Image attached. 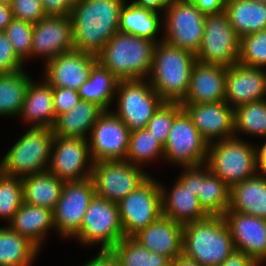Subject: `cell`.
Here are the masks:
<instances>
[{
    "instance_id": "cell-1",
    "label": "cell",
    "mask_w": 266,
    "mask_h": 266,
    "mask_svg": "<svg viewBox=\"0 0 266 266\" xmlns=\"http://www.w3.org/2000/svg\"><path fill=\"white\" fill-rule=\"evenodd\" d=\"M126 0H77L71 10L74 49L97 55L119 32Z\"/></svg>"
},
{
    "instance_id": "cell-2",
    "label": "cell",
    "mask_w": 266,
    "mask_h": 266,
    "mask_svg": "<svg viewBox=\"0 0 266 266\" xmlns=\"http://www.w3.org/2000/svg\"><path fill=\"white\" fill-rule=\"evenodd\" d=\"M196 55L164 40L155 44L152 68L147 78L164 102L181 103L188 92Z\"/></svg>"
},
{
    "instance_id": "cell-3",
    "label": "cell",
    "mask_w": 266,
    "mask_h": 266,
    "mask_svg": "<svg viewBox=\"0 0 266 266\" xmlns=\"http://www.w3.org/2000/svg\"><path fill=\"white\" fill-rule=\"evenodd\" d=\"M155 44L147 38L117 32L96 55L97 61L119 80L147 79Z\"/></svg>"
},
{
    "instance_id": "cell-4",
    "label": "cell",
    "mask_w": 266,
    "mask_h": 266,
    "mask_svg": "<svg viewBox=\"0 0 266 266\" xmlns=\"http://www.w3.org/2000/svg\"><path fill=\"white\" fill-rule=\"evenodd\" d=\"M234 250L223 216H208L183 225V253L201 266H218Z\"/></svg>"
},
{
    "instance_id": "cell-5",
    "label": "cell",
    "mask_w": 266,
    "mask_h": 266,
    "mask_svg": "<svg viewBox=\"0 0 266 266\" xmlns=\"http://www.w3.org/2000/svg\"><path fill=\"white\" fill-rule=\"evenodd\" d=\"M53 139L52 128L29 127L1 158L0 171L19 178L47 171Z\"/></svg>"
},
{
    "instance_id": "cell-6",
    "label": "cell",
    "mask_w": 266,
    "mask_h": 266,
    "mask_svg": "<svg viewBox=\"0 0 266 266\" xmlns=\"http://www.w3.org/2000/svg\"><path fill=\"white\" fill-rule=\"evenodd\" d=\"M205 165L231 189L257 174L255 143L241 137L209 143Z\"/></svg>"
},
{
    "instance_id": "cell-7",
    "label": "cell",
    "mask_w": 266,
    "mask_h": 266,
    "mask_svg": "<svg viewBox=\"0 0 266 266\" xmlns=\"http://www.w3.org/2000/svg\"><path fill=\"white\" fill-rule=\"evenodd\" d=\"M124 237L118 203L95 195L73 239L85 247L99 244V250H111Z\"/></svg>"
},
{
    "instance_id": "cell-8",
    "label": "cell",
    "mask_w": 266,
    "mask_h": 266,
    "mask_svg": "<svg viewBox=\"0 0 266 266\" xmlns=\"http://www.w3.org/2000/svg\"><path fill=\"white\" fill-rule=\"evenodd\" d=\"M115 96L117 109L111 111L130 132L146 128L155 111L164 102L148 79L120 80Z\"/></svg>"
},
{
    "instance_id": "cell-9",
    "label": "cell",
    "mask_w": 266,
    "mask_h": 266,
    "mask_svg": "<svg viewBox=\"0 0 266 266\" xmlns=\"http://www.w3.org/2000/svg\"><path fill=\"white\" fill-rule=\"evenodd\" d=\"M205 14L188 0H173L163 13V40L197 54L204 34Z\"/></svg>"
},
{
    "instance_id": "cell-10",
    "label": "cell",
    "mask_w": 266,
    "mask_h": 266,
    "mask_svg": "<svg viewBox=\"0 0 266 266\" xmlns=\"http://www.w3.org/2000/svg\"><path fill=\"white\" fill-rule=\"evenodd\" d=\"M150 176L126 160H111L94 162L90 178L97 196L118 203Z\"/></svg>"
},
{
    "instance_id": "cell-11",
    "label": "cell",
    "mask_w": 266,
    "mask_h": 266,
    "mask_svg": "<svg viewBox=\"0 0 266 266\" xmlns=\"http://www.w3.org/2000/svg\"><path fill=\"white\" fill-rule=\"evenodd\" d=\"M160 181L152 175L118 202L125 237H133L162 216Z\"/></svg>"
},
{
    "instance_id": "cell-12",
    "label": "cell",
    "mask_w": 266,
    "mask_h": 266,
    "mask_svg": "<svg viewBox=\"0 0 266 266\" xmlns=\"http://www.w3.org/2000/svg\"><path fill=\"white\" fill-rule=\"evenodd\" d=\"M240 37L229 22L227 13L207 14L197 61L229 67L238 63Z\"/></svg>"
},
{
    "instance_id": "cell-13",
    "label": "cell",
    "mask_w": 266,
    "mask_h": 266,
    "mask_svg": "<svg viewBox=\"0 0 266 266\" xmlns=\"http://www.w3.org/2000/svg\"><path fill=\"white\" fill-rule=\"evenodd\" d=\"M209 144L197 130L188 114L182 110L172 123L163 147V160L178 167L205 164Z\"/></svg>"
},
{
    "instance_id": "cell-14",
    "label": "cell",
    "mask_w": 266,
    "mask_h": 266,
    "mask_svg": "<svg viewBox=\"0 0 266 266\" xmlns=\"http://www.w3.org/2000/svg\"><path fill=\"white\" fill-rule=\"evenodd\" d=\"M96 195L91 178L66 181L53 210L54 229L63 238H73L82 225L85 212Z\"/></svg>"
},
{
    "instance_id": "cell-15",
    "label": "cell",
    "mask_w": 266,
    "mask_h": 266,
    "mask_svg": "<svg viewBox=\"0 0 266 266\" xmlns=\"http://www.w3.org/2000/svg\"><path fill=\"white\" fill-rule=\"evenodd\" d=\"M93 163L87 139L54 136L47 169L54 176L64 182L90 178Z\"/></svg>"
},
{
    "instance_id": "cell-16",
    "label": "cell",
    "mask_w": 266,
    "mask_h": 266,
    "mask_svg": "<svg viewBox=\"0 0 266 266\" xmlns=\"http://www.w3.org/2000/svg\"><path fill=\"white\" fill-rule=\"evenodd\" d=\"M130 131L111 110L105 111L93 125L87 138L93 162L125 160Z\"/></svg>"
},
{
    "instance_id": "cell-17",
    "label": "cell",
    "mask_w": 266,
    "mask_h": 266,
    "mask_svg": "<svg viewBox=\"0 0 266 266\" xmlns=\"http://www.w3.org/2000/svg\"><path fill=\"white\" fill-rule=\"evenodd\" d=\"M74 49L70 15H47L34 23L31 58H42L44 64L58 55Z\"/></svg>"
},
{
    "instance_id": "cell-18",
    "label": "cell",
    "mask_w": 266,
    "mask_h": 266,
    "mask_svg": "<svg viewBox=\"0 0 266 266\" xmlns=\"http://www.w3.org/2000/svg\"><path fill=\"white\" fill-rule=\"evenodd\" d=\"M230 230L235 250L249 255L259 266L266 263V219L237 211L223 215Z\"/></svg>"
},
{
    "instance_id": "cell-19",
    "label": "cell",
    "mask_w": 266,
    "mask_h": 266,
    "mask_svg": "<svg viewBox=\"0 0 266 266\" xmlns=\"http://www.w3.org/2000/svg\"><path fill=\"white\" fill-rule=\"evenodd\" d=\"M96 62V55L73 49L43 64V76L52 87L77 91L89 78L91 68Z\"/></svg>"
},
{
    "instance_id": "cell-20",
    "label": "cell",
    "mask_w": 266,
    "mask_h": 266,
    "mask_svg": "<svg viewBox=\"0 0 266 266\" xmlns=\"http://www.w3.org/2000/svg\"><path fill=\"white\" fill-rule=\"evenodd\" d=\"M181 105L208 144L234 137V109L226 101Z\"/></svg>"
},
{
    "instance_id": "cell-21",
    "label": "cell",
    "mask_w": 266,
    "mask_h": 266,
    "mask_svg": "<svg viewBox=\"0 0 266 266\" xmlns=\"http://www.w3.org/2000/svg\"><path fill=\"white\" fill-rule=\"evenodd\" d=\"M263 99H266V69L239 63L227 67L224 101L231 108Z\"/></svg>"
},
{
    "instance_id": "cell-22",
    "label": "cell",
    "mask_w": 266,
    "mask_h": 266,
    "mask_svg": "<svg viewBox=\"0 0 266 266\" xmlns=\"http://www.w3.org/2000/svg\"><path fill=\"white\" fill-rule=\"evenodd\" d=\"M226 72V66L196 61L191 70L187 95L181 104L224 101Z\"/></svg>"
},
{
    "instance_id": "cell-23",
    "label": "cell",
    "mask_w": 266,
    "mask_h": 266,
    "mask_svg": "<svg viewBox=\"0 0 266 266\" xmlns=\"http://www.w3.org/2000/svg\"><path fill=\"white\" fill-rule=\"evenodd\" d=\"M150 252H156L173 260L183 252V225L161 216L132 237Z\"/></svg>"
},
{
    "instance_id": "cell-24",
    "label": "cell",
    "mask_w": 266,
    "mask_h": 266,
    "mask_svg": "<svg viewBox=\"0 0 266 266\" xmlns=\"http://www.w3.org/2000/svg\"><path fill=\"white\" fill-rule=\"evenodd\" d=\"M163 185V183H160L162 216L179 222L182 225L209 216L201 208L196 193L185 187L178 179L169 191Z\"/></svg>"
},
{
    "instance_id": "cell-25",
    "label": "cell",
    "mask_w": 266,
    "mask_h": 266,
    "mask_svg": "<svg viewBox=\"0 0 266 266\" xmlns=\"http://www.w3.org/2000/svg\"><path fill=\"white\" fill-rule=\"evenodd\" d=\"M42 80L39 83L30 81L18 116L29 127L52 128L56 120L53 89L44 78Z\"/></svg>"
},
{
    "instance_id": "cell-26",
    "label": "cell",
    "mask_w": 266,
    "mask_h": 266,
    "mask_svg": "<svg viewBox=\"0 0 266 266\" xmlns=\"http://www.w3.org/2000/svg\"><path fill=\"white\" fill-rule=\"evenodd\" d=\"M105 110L96 103L81 100L71 110L56 117L52 126L56 137L88 138V133Z\"/></svg>"
},
{
    "instance_id": "cell-27",
    "label": "cell",
    "mask_w": 266,
    "mask_h": 266,
    "mask_svg": "<svg viewBox=\"0 0 266 266\" xmlns=\"http://www.w3.org/2000/svg\"><path fill=\"white\" fill-rule=\"evenodd\" d=\"M8 224L14 232L25 236L42 250L41 246L46 235L49 230L54 229L53 211L23 203Z\"/></svg>"
},
{
    "instance_id": "cell-28",
    "label": "cell",
    "mask_w": 266,
    "mask_h": 266,
    "mask_svg": "<svg viewBox=\"0 0 266 266\" xmlns=\"http://www.w3.org/2000/svg\"><path fill=\"white\" fill-rule=\"evenodd\" d=\"M227 211L266 219V175L256 174L230 189V205Z\"/></svg>"
},
{
    "instance_id": "cell-29",
    "label": "cell",
    "mask_w": 266,
    "mask_h": 266,
    "mask_svg": "<svg viewBox=\"0 0 266 266\" xmlns=\"http://www.w3.org/2000/svg\"><path fill=\"white\" fill-rule=\"evenodd\" d=\"M161 15V16H160ZM163 29V13L154 12L136 5L133 1H125L119 21V32L128 33L138 37L147 38L155 43L158 40L157 35Z\"/></svg>"
},
{
    "instance_id": "cell-30",
    "label": "cell",
    "mask_w": 266,
    "mask_h": 266,
    "mask_svg": "<svg viewBox=\"0 0 266 266\" xmlns=\"http://www.w3.org/2000/svg\"><path fill=\"white\" fill-rule=\"evenodd\" d=\"M224 11L239 37L266 28V2L255 0H226Z\"/></svg>"
},
{
    "instance_id": "cell-31",
    "label": "cell",
    "mask_w": 266,
    "mask_h": 266,
    "mask_svg": "<svg viewBox=\"0 0 266 266\" xmlns=\"http://www.w3.org/2000/svg\"><path fill=\"white\" fill-rule=\"evenodd\" d=\"M63 184L64 181L48 170L25 176L22 178L24 203L53 211L60 199Z\"/></svg>"
},
{
    "instance_id": "cell-32",
    "label": "cell",
    "mask_w": 266,
    "mask_h": 266,
    "mask_svg": "<svg viewBox=\"0 0 266 266\" xmlns=\"http://www.w3.org/2000/svg\"><path fill=\"white\" fill-rule=\"evenodd\" d=\"M119 81L97 61L91 68L89 78L77 91L81 100L96 103L105 111H110Z\"/></svg>"
},
{
    "instance_id": "cell-33",
    "label": "cell",
    "mask_w": 266,
    "mask_h": 266,
    "mask_svg": "<svg viewBox=\"0 0 266 266\" xmlns=\"http://www.w3.org/2000/svg\"><path fill=\"white\" fill-rule=\"evenodd\" d=\"M5 225L0 227V266H32L41 250Z\"/></svg>"
},
{
    "instance_id": "cell-34",
    "label": "cell",
    "mask_w": 266,
    "mask_h": 266,
    "mask_svg": "<svg viewBox=\"0 0 266 266\" xmlns=\"http://www.w3.org/2000/svg\"><path fill=\"white\" fill-rule=\"evenodd\" d=\"M198 199L201 208L209 216H223L229 209L230 188L205 164L200 165Z\"/></svg>"
},
{
    "instance_id": "cell-35",
    "label": "cell",
    "mask_w": 266,
    "mask_h": 266,
    "mask_svg": "<svg viewBox=\"0 0 266 266\" xmlns=\"http://www.w3.org/2000/svg\"><path fill=\"white\" fill-rule=\"evenodd\" d=\"M32 77L26 70L0 73V117L19 115Z\"/></svg>"
},
{
    "instance_id": "cell-36",
    "label": "cell",
    "mask_w": 266,
    "mask_h": 266,
    "mask_svg": "<svg viewBox=\"0 0 266 266\" xmlns=\"http://www.w3.org/2000/svg\"><path fill=\"white\" fill-rule=\"evenodd\" d=\"M237 133L266 139V99L252 101L234 109V137L239 138Z\"/></svg>"
},
{
    "instance_id": "cell-37",
    "label": "cell",
    "mask_w": 266,
    "mask_h": 266,
    "mask_svg": "<svg viewBox=\"0 0 266 266\" xmlns=\"http://www.w3.org/2000/svg\"><path fill=\"white\" fill-rule=\"evenodd\" d=\"M122 266H171L165 255L150 252L132 237H124L112 249Z\"/></svg>"
},
{
    "instance_id": "cell-38",
    "label": "cell",
    "mask_w": 266,
    "mask_h": 266,
    "mask_svg": "<svg viewBox=\"0 0 266 266\" xmlns=\"http://www.w3.org/2000/svg\"><path fill=\"white\" fill-rule=\"evenodd\" d=\"M164 158L163 146L148 129L130 132L128 152L125 160L143 168L148 162ZM145 164V165H144Z\"/></svg>"
},
{
    "instance_id": "cell-39",
    "label": "cell",
    "mask_w": 266,
    "mask_h": 266,
    "mask_svg": "<svg viewBox=\"0 0 266 266\" xmlns=\"http://www.w3.org/2000/svg\"><path fill=\"white\" fill-rule=\"evenodd\" d=\"M23 203L22 178L0 171V218L9 223Z\"/></svg>"
},
{
    "instance_id": "cell-40",
    "label": "cell",
    "mask_w": 266,
    "mask_h": 266,
    "mask_svg": "<svg viewBox=\"0 0 266 266\" xmlns=\"http://www.w3.org/2000/svg\"><path fill=\"white\" fill-rule=\"evenodd\" d=\"M238 63L266 69V28L240 37Z\"/></svg>"
},
{
    "instance_id": "cell-41",
    "label": "cell",
    "mask_w": 266,
    "mask_h": 266,
    "mask_svg": "<svg viewBox=\"0 0 266 266\" xmlns=\"http://www.w3.org/2000/svg\"><path fill=\"white\" fill-rule=\"evenodd\" d=\"M33 26L31 22L13 19L4 31L14 52L25 64L31 59Z\"/></svg>"
},
{
    "instance_id": "cell-42",
    "label": "cell",
    "mask_w": 266,
    "mask_h": 266,
    "mask_svg": "<svg viewBox=\"0 0 266 266\" xmlns=\"http://www.w3.org/2000/svg\"><path fill=\"white\" fill-rule=\"evenodd\" d=\"M178 102H163L146 125L152 135L164 147L174 118L182 111Z\"/></svg>"
},
{
    "instance_id": "cell-43",
    "label": "cell",
    "mask_w": 266,
    "mask_h": 266,
    "mask_svg": "<svg viewBox=\"0 0 266 266\" xmlns=\"http://www.w3.org/2000/svg\"><path fill=\"white\" fill-rule=\"evenodd\" d=\"M11 10L13 18L31 23H37L46 15L42 0H12Z\"/></svg>"
},
{
    "instance_id": "cell-44",
    "label": "cell",
    "mask_w": 266,
    "mask_h": 266,
    "mask_svg": "<svg viewBox=\"0 0 266 266\" xmlns=\"http://www.w3.org/2000/svg\"><path fill=\"white\" fill-rule=\"evenodd\" d=\"M24 62L14 52L4 32H0V73H12L25 69Z\"/></svg>"
},
{
    "instance_id": "cell-45",
    "label": "cell",
    "mask_w": 266,
    "mask_h": 266,
    "mask_svg": "<svg viewBox=\"0 0 266 266\" xmlns=\"http://www.w3.org/2000/svg\"><path fill=\"white\" fill-rule=\"evenodd\" d=\"M52 89L56 117L71 110L81 101L78 91L63 87H52Z\"/></svg>"
},
{
    "instance_id": "cell-46",
    "label": "cell",
    "mask_w": 266,
    "mask_h": 266,
    "mask_svg": "<svg viewBox=\"0 0 266 266\" xmlns=\"http://www.w3.org/2000/svg\"><path fill=\"white\" fill-rule=\"evenodd\" d=\"M77 0H42L46 15L65 16L70 15Z\"/></svg>"
},
{
    "instance_id": "cell-47",
    "label": "cell",
    "mask_w": 266,
    "mask_h": 266,
    "mask_svg": "<svg viewBox=\"0 0 266 266\" xmlns=\"http://www.w3.org/2000/svg\"><path fill=\"white\" fill-rule=\"evenodd\" d=\"M182 170V173L177 177L178 180L198 196L200 188V165L183 167Z\"/></svg>"
},
{
    "instance_id": "cell-48",
    "label": "cell",
    "mask_w": 266,
    "mask_h": 266,
    "mask_svg": "<svg viewBox=\"0 0 266 266\" xmlns=\"http://www.w3.org/2000/svg\"><path fill=\"white\" fill-rule=\"evenodd\" d=\"M85 266H122L119 258L112 250H99V252L84 263Z\"/></svg>"
},
{
    "instance_id": "cell-49",
    "label": "cell",
    "mask_w": 266,
    "mask_h": 266,
    "mask_svg": "<svg viewBox=\"0 0 266 266\" xmlns=\"http://www.w3.org/2000/svg\"><path fill=\"white\" fill-rule=\"evenodd\" d=\"M218 266H259L249 255L234 250L223 263Z\"/></svg>"
},
{
    "instance_id": "cell-50",
    "label": "cell",
    "mask_w": 266,
    "mask_h": 266,
    "mask_svg": "<svg viewBox=\"0 0 266 266\" xmlns=\"http://www.w3.org/2000/svg\"><path fill=\"white\" fill-rule=\"evenodd\" d=\"M195 4L200 11L207 14H216L224 11L226 0H188Z\"/></svg>"
},
{
    "instance_id": "cell-51",
    "label": "cell",
    "mask_w": 266,
    "mask_h": 266,
    "mask_svg": "<svg viewBox=\"0 0 266 266\" xmlns=\"http://www.w3.org/2000/svg\"><path fill=\"white\" fill-rule=\"evenodd\" d=\"M172 1L173 0H133V2L140 7L161 13H164L165 8Z\"/></svg>"
},
{
    "instance_id": "cell-52",
    "label": "cell",
    "mask_w": 266,
    "mask_h": 266,
    "mask_svg": "<svg viewBox=\"0 0 266 266\" xmlns=\"http://www.w3.org/2000/svg\"><path fill=\"white\" fill-rule=\"evenodd\" d=\"M255 149L257 174L266 175V141L262 142L260 146L256 143Z\"/></svg>"
},
{
    "instance_id": "cell-53",
    "label": "cell",
    "mask_w": 266,
    "mask_h": 266,
    "mask_svg": "<svg viewBox=\"0 0 266 266\" xmlns=\"http://www.w3.org/2000/svg\"><path fill=\"white\" fill-rule=\"evenodd\" d=\"M11 6L0 3V32H4L7 25L13 20Z\"/></svg>"
},
{
    "instance_id": "cell-54",
    "label": "cell",
    "mask_w": 266,
    "mask_h": 266,
    "mask_svg": "<svg viewBox=\"0 0 266 266\" xmlns=\"http://www.w3.org/2000/svg\"><path fill=\"white\" fill-rule=\"evenodd\" d=\"M171 266H201L198 262L186 256L183 252L171 260Z\"/></svg>"
},
{
    "instance_id": "cell-55",
    "label": "cell",
    "mask_w": 266,
    "mask_h": 266,
    "mask_svg": "<svg viewBox=\"0 0 266 266\" xmlns=\"http://www.w3.org/2000/svg\"><path fill=\"white\" fill-rule=\"evenodd\" d=\"M12 0H0V3L11 5Z\"/></svg>"
},
{
    "instance_id": "cell-56",
    "label": "cell",
    "mask_w": 266,
    "mask_h": 266,
    "mask_svg": "<svg viewBox=\"0 0 266 266\" xmlns=\"http://www.w3.org/2000/svg\"><path fill=\"white\" fill-rule=\"evenodd\" d=\"M255 1H259V2H266V0H255Z\"/></svg>"
}]
</instances>
